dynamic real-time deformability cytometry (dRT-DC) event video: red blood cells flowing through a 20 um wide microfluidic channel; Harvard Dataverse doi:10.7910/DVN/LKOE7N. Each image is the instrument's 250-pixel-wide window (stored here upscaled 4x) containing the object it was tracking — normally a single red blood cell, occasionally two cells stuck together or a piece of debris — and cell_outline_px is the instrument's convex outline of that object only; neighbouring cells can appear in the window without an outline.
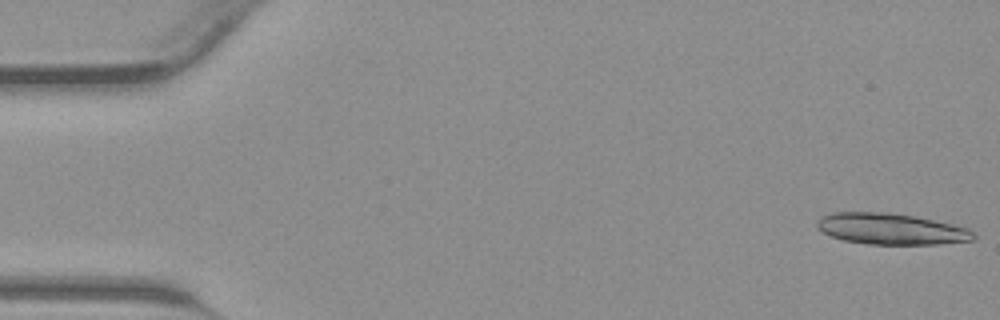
{"species": "common noctule bat (a hibernating species)", "species_latin": "Nyctalus noctula", "temperature_condition": "warm", "stored_images_in_passage": 27, "camera_frame_rate_fps": 3000, "um_per_image_px": 0.085, "animal": {"sex": "male", "body_mass_g": 23.1, "forearm_length_mm": 52.7}, "frame": {"image": 1, "passage_image": 1, "time_ms": 0.0, "image_size_px": [1000, 320], "cell_outline_px": [[976, 240], [940, 244], [868, 244], [844, 240], [832, 236], [816, 228], [816, 220], [820, 216], [832, 212], [888, 212], [912, 216], [952, 224], [968, 228], [976, 236]], "centroid_in_image_um": [75.72, 19.46], "position_along_channel_um": 9.3, "area_um2": 28.44}}
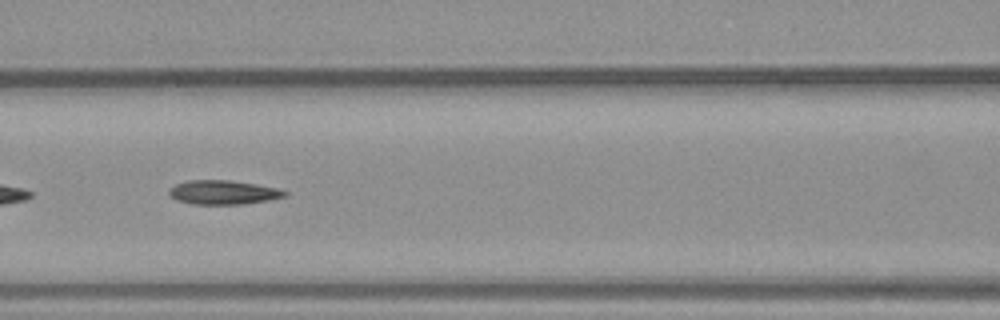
{"frame": {"image": 2, "passage_image": 19, "time_ms": 6.0, "image_size_px": [1000, 320], "cell_outline_px": [[288, 196], [268, 200], [244, 204], [192, 204], [176, 200], [168, 192], [168, 188], [176, 184], [188, 180], [228, 180], [256, 184], [280, 188], [288, 192]], "centroid_in_image_um": [19.0, 16.35], "position_along_channel_um": 147.6, "area_um2": 16.36}}
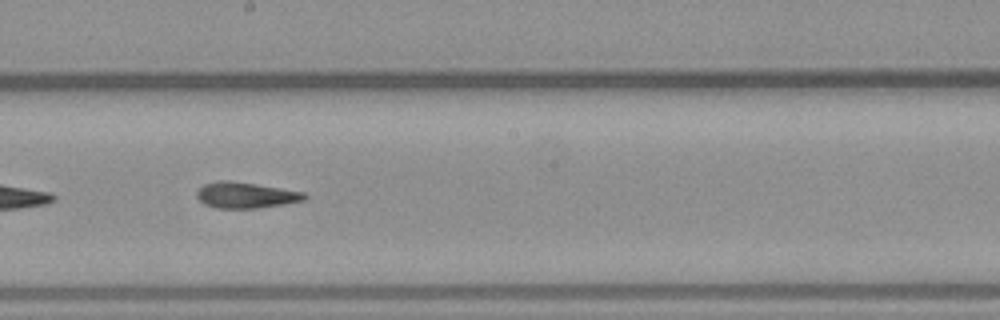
{"frame": {"image": 3, "passage_image": 24, "time_ms": 7.667, "image_size_px": [1000, 320], "cell_outline_px": [[308, 196], [304, 200], [284, 204], [256, 208], [216, 208], [204, 204], [196, 196], [196, 192], [204, 184], [220, 180], [228, 180], [256, 184], [304, 192]], "centroid_in_image_um": [20.87, 16.59], "position_along_channel_um": 227.3, "area_um2": 16.18}}